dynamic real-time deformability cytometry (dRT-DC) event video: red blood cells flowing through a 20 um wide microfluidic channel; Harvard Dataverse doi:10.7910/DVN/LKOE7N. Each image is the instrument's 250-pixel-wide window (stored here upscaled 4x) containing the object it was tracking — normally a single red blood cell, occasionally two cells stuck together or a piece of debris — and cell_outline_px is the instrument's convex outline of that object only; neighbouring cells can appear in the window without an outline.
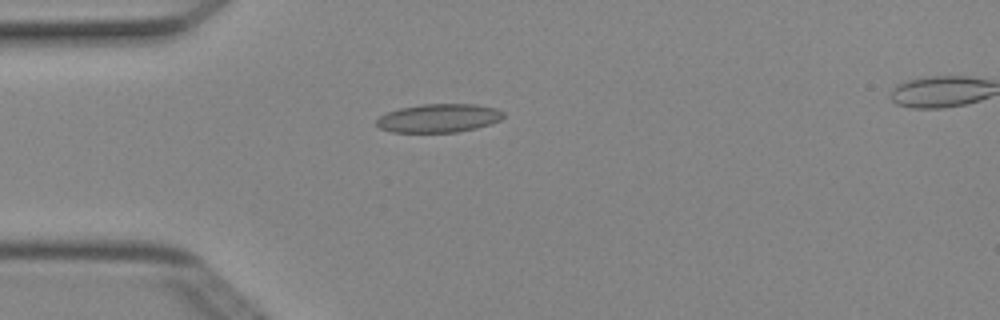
{"species": "Egyptian fruit bat (a non-hibernating species)", "species_latin": "Rousettus aegyptiacus", "temperature_condition": "cold", "stored_images_in_passage": 5, "camera_frame_rate_fps": 3000, "um_per_image_px": 0.085, "animal": {"sex": "female"}, "frame": {"image": 1, "passage_image": 4, "time_ms": 1.0, "image_size_px": [1000, 320], "cell_outline_px": [[504, 116], [500, 120], [476, 128], [456, 132], [392, 132], [380, 128], [376, 124], [376, 120], [380, 116], [388, 112], [400, 108], [424, 104], [476, 104], [496, 108], [504, 112]], "centroid_in_image_um": [37.3, 10.04], "position_along_channel_um": 47.7, "area_um2": 20.98}}